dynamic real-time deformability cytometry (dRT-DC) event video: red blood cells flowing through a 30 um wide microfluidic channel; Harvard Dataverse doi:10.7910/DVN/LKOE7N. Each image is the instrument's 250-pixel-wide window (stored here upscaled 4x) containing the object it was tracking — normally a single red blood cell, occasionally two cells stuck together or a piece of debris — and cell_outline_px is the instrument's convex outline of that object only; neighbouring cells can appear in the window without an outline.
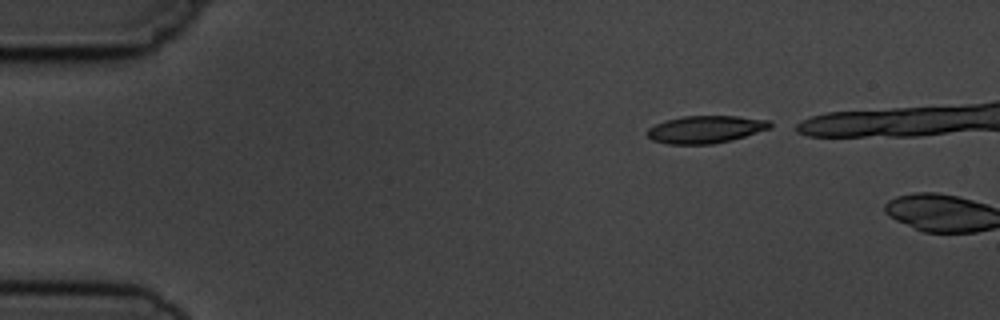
{"species": "common noctule bat (a hibernating species)", "species_latin": "Nyctalus noctula", "temperature_condition": "cold", "stored_images_in_passage": 2, "camera_frame_rate_fps": 3000, "um_per_image_px": 0.085, "animal": {"sex": "male", "body_mass_g": 19.5, "forearm_length_mm": 54.6}, "frame": {"image": 1, "passage_image": 1, "time_ms": 0.0, "image_size_px": [1000, 320], "cell_outline_px": [[772, 128], [732, 140], [712, 144], [668, 144], [652, 140], [648, 136], [648, 128], [656, 124], [668, 120], [684, 116], [736, 116], [768, 120], [772, 124]], "centroid_in_image_um": [60.0, 11.0], "position_along_channel_um": 25.0, "area_um2": 19.54}}